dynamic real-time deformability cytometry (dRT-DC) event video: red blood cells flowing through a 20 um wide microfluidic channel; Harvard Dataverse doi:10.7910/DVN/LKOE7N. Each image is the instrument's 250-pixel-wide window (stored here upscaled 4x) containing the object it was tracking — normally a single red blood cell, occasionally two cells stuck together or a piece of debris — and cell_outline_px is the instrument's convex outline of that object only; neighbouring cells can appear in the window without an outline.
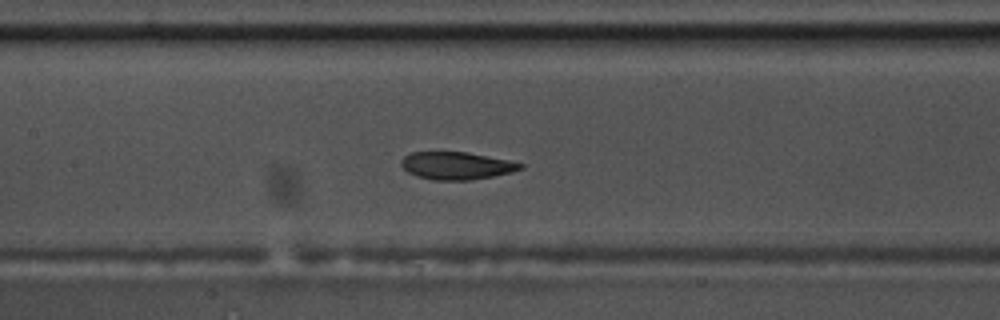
{"species": "common noctule bat (a hibernating species)", "species_latin": "Nyctalus noctula", "temperature_condition": "warm", "stored_images_in_passage": 58, "camera_frame_rate_fps": 3000, "um_per_image_px": 0.085, "animal": {"sex": "male", "body_mass_g": 17.5, "forearm_length_mm": 52.3}, "frame": {"image": 1, "passage_image": 28, "time_ms": 9.0, "image_size_px": [1000, 320], "cell_outline_px": [[524, 168], [512, 172], [472, 180], [432, 180], [416, 176], [408, 172], [400, 164], [400, 160], [404, 156], [412, 152], [468, 152], [508, 160], [524, 164]], "centroid_in_image_um": [38.79, 14.08], "position_along_channel_um": 168.6, "area_um2": 19.19}}
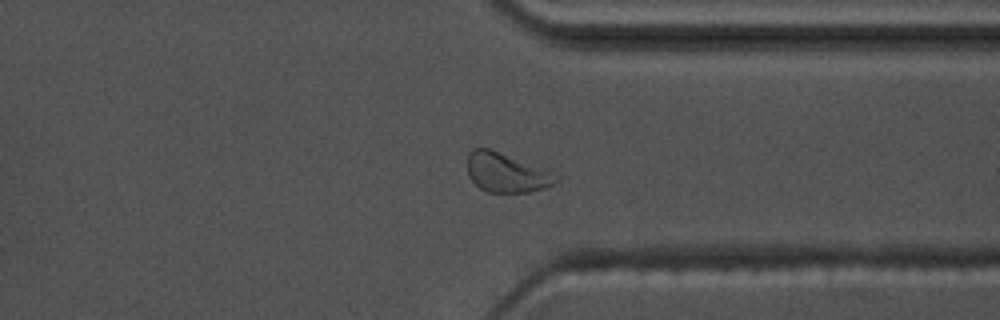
{"frame": {"image": 2, "passage_image": 45, "time_ms": 14.667, "image_size_px": [1000, 320], "cell_outline_px": [[564, 176], [560, 180], [548, 188], [528, 192], [488, 192], [480, 188], [468, 176], [468, 152], [472, 148], [488, 148], [560, 172]], "centroid_in_image_um": [43.18, 14.67], "position_along_channel_um": 368.2, "area_um2": 21.1}}
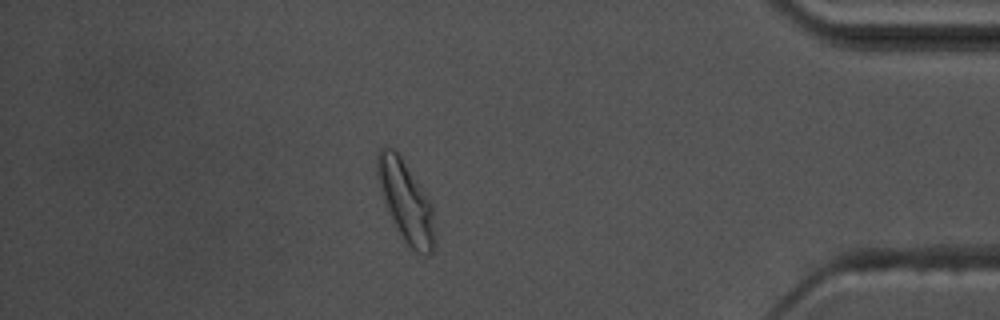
{"frame": {"image": 3, "passage_image": 51, "time_ms": 16.667, "image_size_px": [1000, 320], "cell_outline_px": [[432, 252], [428, 256], [416, 252], [404, 240], [384, 200], [376, 176], [376, 152], [384, 144], [392, 148], [400, 156], [424, 192], [432, 208]], "centroid_in_image_um": [34.43, 17.02], "position_along_channel_um": 400.8, "area_um2": 25.84}, "authors_computed_cell_mechanics": {"area_um2": 20.3745, "velocity_mm_per_s": 3.53, "shape_relaxation_time_tau1_ms": 3.505, "shape_relaxation_time_tau2_ms": 1.6289, "deformation_change_tau1": 0.1467, "deformation_change_tau2": 0.0762}}